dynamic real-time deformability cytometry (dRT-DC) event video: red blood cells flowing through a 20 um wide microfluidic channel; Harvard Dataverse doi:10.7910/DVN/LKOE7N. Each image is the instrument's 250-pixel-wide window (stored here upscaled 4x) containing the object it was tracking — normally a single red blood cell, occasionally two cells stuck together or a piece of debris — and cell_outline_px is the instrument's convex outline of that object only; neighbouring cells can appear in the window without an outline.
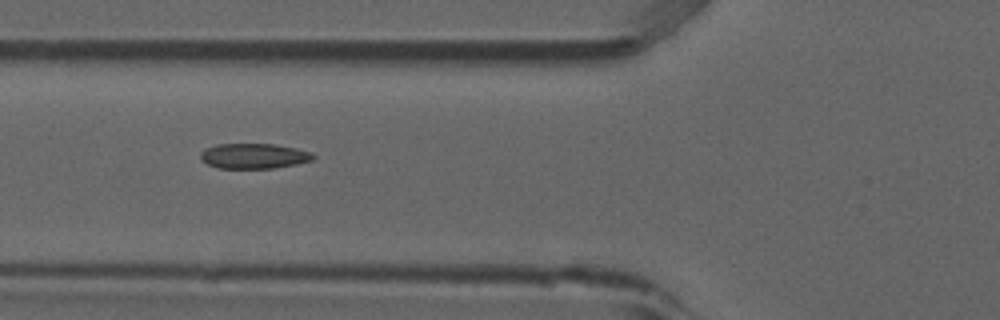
{"species": "common noctule bat (a hibernating species)", "species_latin": "Nyctalus noctula", "temperature_condition": "room temperature", "stored_images_in_passage": 6, "camera_frame_rate_fps": 3000, "um_per_image_px": 0.085, "animal": {"sex": "male", "forearm_length_mm": 52.5}, "frame": {"image": 1, "passage_image": 5, "time_ms": 1.333, "image_size_px": [1000, 320], "cell_outline_px": [[316, 156], [312, 160], [296, 164], [272, 168], [216, 168], [200, 160], [200, 152], [216, 144], [276, 144], [296, 148], [312, 152]], "centroid_in_image_um": [21.58, 13.26], "position_along_channel_um": 104.2, "area_um2": 16.59}}
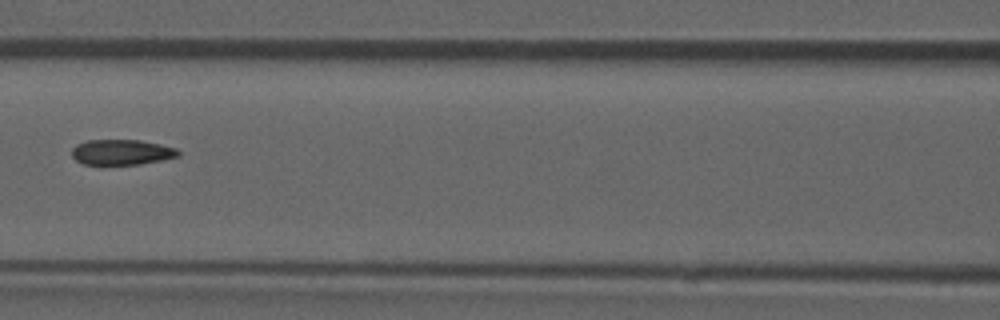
{"frame": {"image": 2, "passage_image": 6, "time_ms": 1.667, "image_size_px": [1000, 320], "cell_outline_px": [[180, 156], [140, 164], [84, 164], [76, 160], [72, 156], [72, 148], [76, 144], [88, 140], [140, 140], [160, 144], [176, 148], [180, 152]], "centroid_in_image_um": [10.34, 12.93], "position_along_channel_um": 156.3, "area_um2": 15.66}}